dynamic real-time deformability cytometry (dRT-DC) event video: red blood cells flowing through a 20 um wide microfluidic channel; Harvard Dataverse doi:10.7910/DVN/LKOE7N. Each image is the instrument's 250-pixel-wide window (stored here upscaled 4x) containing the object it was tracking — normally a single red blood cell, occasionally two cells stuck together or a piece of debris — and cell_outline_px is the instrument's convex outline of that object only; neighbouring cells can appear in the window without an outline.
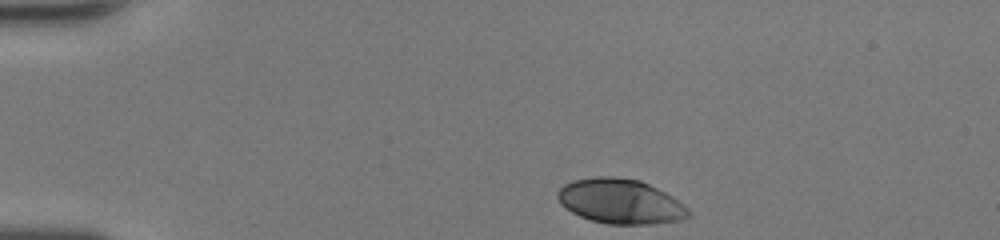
{"species": "human", "species_latin": "Homo sapiens", "temperature_condition": "room temperature", "stored_images_in_passage": 34, "camera_frame_rate_fps": 3000, "um_per_image_px": 0.085, "donor": {"sex": "female"}, "frame": {"image": 1, "passage_image": 1, "time_ms": 0.0, "image_size_px": [1000, 240], "cell_outline_px": [[692, 216], [680, 220], [648, 224], [608, 224], [592, 220], [580, 216], [572, 212], [560, 204], [556, 196], [556, 192], [564, 184], [572, 180], [596, 176], [616, 176], [640, 180], [672, 196], [684, 204], [692, 212]], "centroid_in_image_um": [52.73, 17.11], "position_along_channel_um": 32.3, "area_um2": 34.33}}
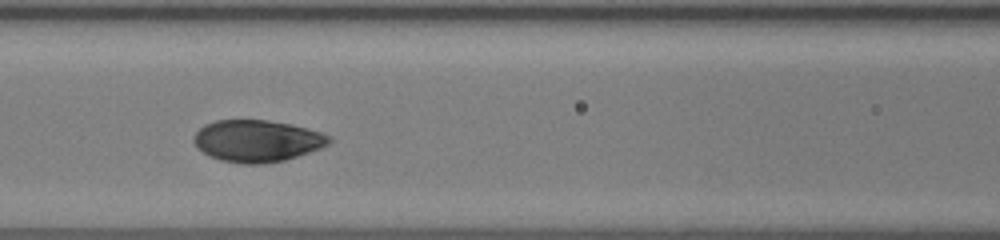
{"frame": {"image": 2, "passage_image": 14, "time_ms": 4.333, "image_size_px": [1000, 240], "cell_outline_px": [[332, 140], [328, 144], [320, 148], [284, 160], [264, 164], [244, 164], [220, 160], [196, 148], [192, 140], [192, 136], [204, 124], [216, 120], [268, 120], [292, 124], [308, 128], [332, 136]], "centroid_in_image_um": [21.84, 11.97], "position_along_channel_um": 144.8, "area_um2": 33.12}}
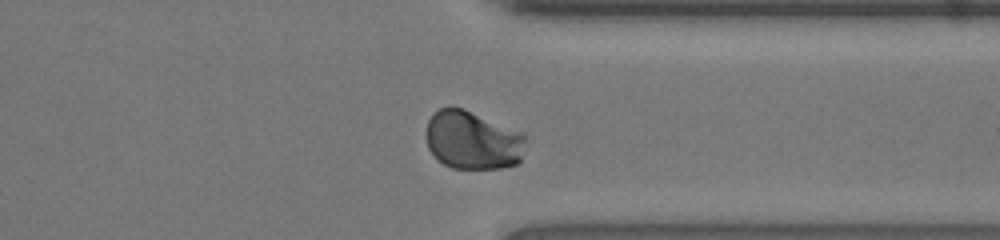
{"frame": {"image": 3, "passage_image": 30, "time_ms": 9.667, "image_size_px": [1000, 240], "cell_outline_px": [[528, 136], [520, 160], [516, 164], [500, 168], [452, 168], [436, 160], [428, 148], [428, 120], [440, 108], [464, 108], [524, 132]], "centroid_in_image_um": [40.23, 11.92], "position_along_channel_um": 371.2, "area_um2": 34.04}, "authors_computed_cell_mechanics": {"area_um2": 33.6974, "velocity_mm_per_s": 4.2528, "shape_relaxation_time_tau1_ms": 2.247, "shape_relaxation_time_tau2_ms": null, "deformation_change_tau1": 0.1601, "deformation_change_tau2": null}}